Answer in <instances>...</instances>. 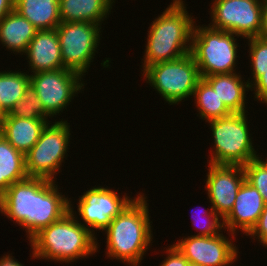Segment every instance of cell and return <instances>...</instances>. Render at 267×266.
<instances>
[{
    "label": "cell",
    "mask_w": 267,
    "mask_h": 266,
    "mask_svg": "<svg viewBox=\"0 0 267 266\" xmlns=\"http://www.w3.org/2000/svg\"><path fill=\"white\" fill-rule=\"evenodd\" d=\"M137 195L104 230L107 236L105 255L130 266H139L153 241L147 196L141 192Z\"/></svg>",
    "instance_id": "1"
},
{
    "label": "cell",
    "mask_w": 267,
    "mask_h": 266,
    "mask_svg": "<svg viewBox=\"0 0 267 266\" xmlns=\"http://www.w3.org/2000/svg\"><path fill=\"white\" fill-rule=\"evenodd\" d=\"M71 202L69 212L29 240L33 258L69 264L98 252L96 235L78 221Z\"/></svg>",
    "instance_id": "2"
},
{
    "label": "cell",
    "mask_w": 267,
    "mask_h": 266,
    "mask_svg": "<svg viewBox=\"0 0 267 266\" xmlns=\"http://www.w3.org/2000/svg\"><path fill=\"white\" fill-rule=\"evenodd\" d=\"M185 1L173 0L151 22L148 31L142 72L149 66L175 60L191 53L194 18L186 10Z\"/></svg>",
    "instance_id": "3"
},
{
    "label": "cell",
    "mask_w": 267,
    "mask_h": 266,
    "mask_svg": "<svg viewBox=\"0 0 267 266\" xmlns=\"http://www.w3.org/2000/svg\"><path fill=\"white\" fill-rule=\"evenodd\" d=\"M247 115L232 113L227 117L206 122L212 130L214 142L208 164L244 166L260 156L253 146Z\"/></svg>",
    "instance_id": "4"
},
{
    "label": "cell",
    "mask_w": 267,
    "mask_h": 266,
    "mask_svg": "<svg viewBox=\"0 0 267 266\" xmlns=\"http://www.w3.org/2000/svg\"><path fill=\"white\" fill-rule=\"evenodd\" d=\"M239 35L218 30L209 25L193 26L191 54L197 64L200 76L235 73L237 57L236 42ZM235 68V69H234Z\"/></svg>",
    "instance_id": "5"
},
{
    "label": "cell",
    "mask_w": 267,
    "mask_h": 266,
    "mask_svg": "<svg viewBox=\"0 0 267 266\" xmlns=\"http://www.w3.org/2000/svg\"><path fill=\"white\" fill-rule=\"evenodd\" d=\"M142 76L170 105L193 96L201 78L191 53L175 60L155 63L147 67Z\"/></svg>",
    "instance_id": "6"
},
{
    "label": "cell",
    "mask_w": 267,
    "mask_h": 266,
    "mask_svg": "<svg viewBox=\"0 0 267 266\" xmlns=\"http://www.w3.org/2000/svg\"><path fill=\"white\" fill-rule=\"evenodd\" d=\"M51 124V125H50ZM70 123L61 119L48 123L39 140L25 154V169L28 177L55 181L62 162L67 159L70 146ZM56 173V174H55ZM55 175V176H54Z\"/></svg>",
    "instance_id": "7"
},
{
    "label": "cell",
    "mask_w": 267,
    "mask_h": 266,
    "mask_svg": "<svg viewBox=\"0 0 267 266\" xmlns=\"http://www.w3.org/2000/svg\"><path fill=\"white\" fill-rule=\"evenodd\" d=\"M101 25L88 22H61L56 28L64 69L84 77L98 53Z\"/></svg>",
    "instance_id": "8"
},
{
    "label": "cell",
    "mask_w": 267,
    "mask_h": 266,
    "mask_svg": "<svg viewBox=\"0 0 267 266\" xmlns=\"http://www.w3.org/2000/svg\"><path fill=\"white\" fill-rule=\"evenodd\" d=\"M29 75L30 86L41 99L42 106L51 119L67 109L75 94L84 91L83 77L69 69L41 71Z\"/></svg>",
    "instance_id": "9"
},
{
    "label": "cell",
    "mask_w": 267,
    "mask_h": 266,
    "mask_svg": "<svg viewBox=\"0 0 267 266\" xmlns=\"http://www.w3.org/2000/svg\"><path fill=\"white\" fill-rule=\"evenodd\" d=\"M212 3L210 27L245 39L259 35L264 0H214Z\"/></svg>",
    "instance_id": "10"
},
{
    "label": "cell",
    "mask_w": 267,
    "mask_h": 266,
    "mask_svg": "<svg viewBox=\"0 0 267 266\" xmlns=\"http://www.w3.org/2000/svg\"><path fill=\"white\" fill-rule=\"evenodd\" d=\"M118 195L117 191L109 187L97 186L83 192L79 196L77 210L79 221L85 228L95 235L96 231H104L112 220L119 215L136 197ZM93 228V229H92Z\"/></svg>",
    "instance_id": "11"
},
{
    "label": "cell",
    "mask_w": 267,
    "mask_h": 266,
    "mask_svg": "<svg viewBox=\"0 0 267 266\" xmlns=\"http://www.w3.org/2000/svg\"><path fill=\"white\" fill-rule=\"evenodd\" d=\"M232 237L229 240L223 233L214 236L183 237L174 245L189 263L201 266H230L238 259V248Z\"/></svg>",
    "instance_id": "12"
},
{
    "label": "cell",
    "mask_w": 267,
    "mask_h": 266,
    "mask_svg": "<svg viewBox=\"0 0 267 266\" xmlns=\"http://www.w3.org/2000/svg\"><path fill=\"white\" fill-rule=\"evenodd\" d=\"M206 191L213 210L224 219L233 208L235 198L246 180L243 166L208 164Z\"/></svg>",
    "instance_id": "13"
},
{
    "label": "cell",
    "mask_w": 267,
    "mask_h": 266,
    "mask_svg": "<svg viewBox=\"0 0 267 266\" xmlns=\"http://www.w3.org/2000/svg\"><path fill=\"white\" fill-rule=\"evenodd\" d=\"M48 180L27 177L15 182L0 196V213L25 229L28 240L32 238V207L35 194Z\"/></svg>",
    "instance_id": "14"
},
{
    "label": "cell",
    "mask_w": 267,
    "mask_h": 266,
    "mask_svg": "<svg viewBox=\"0 0 267 266\" xmlns=\"http://www.w3.org/2000/svg\"><path fill=\"white\" fill-rule=\"evenodd\" d=\"M264 207L265 202L261 194L245 180L238 191L233 208L222 220L224 229L230 232L234 240L238 230L248 236L258 223Z\"/></svg>",
    "instance_id": "15"
},
{
    "label": "cell",
    "mask_w": 267,
    "mask_h": 266,
    "mask_svg": "<svg viewBox=\"0 0 267 266\" xmlns=\"http://www.w3.org/2000/svg\"><path fill=\"white\" fill-rule=\"evenodd\" d=\"M56 181H47L33 194L32 237L70 211V199L59 192Z\"/></svg>",
    "instance_id": "16"
},
{
    "label": "cell",
    "mask_w": 267,
    "mask_h": 266,
    "mask_svg": "<svg viewBox=\"0 0 267 266\" xmlns=\"http://www.w3.org/2000/svg\"><path fill=\"white\" fill-rule=\"evenodd\" d=\"M26 57L32 74L64 68L56 29L38 30L27 47Z\"/></svg>",
    "instance_id": "17"
},
{
    "label": "cell",
    "mask_w": 267,
    "mask_h": 266,
    "mask_svg": "<svg viewBox=\"0 0 267 266\" xmlns=\"http://www.w3.org/2000/svg\"><path fill=\"white\" fill-rule=\"evenodd\" d=\"M48 123L46 119L17 118L7 113L1 117L0 133L16 150L25 155L39 140Z\"/></svg>",
    "instance_id": "18"
},
{
    "label": "cell",
    "mask_w": 267,
    "mask_h": 266,
    "mask_svg": "<svg viewBox=\"0 0 267 266\" xmlns=\"http://www.w3.org/2000/svg\"><path fill=\"white\" fill-rule=\"evenodd\" d=\"M203 78L212 86L231 113L248 112L245 107V98L250 86L248 82L242 80L240 72L210 75Z\"/></svg>",
    "instance_id": "19"
},
{
    "label": "cell",
    "mask_w": 267,
    "mask_h": 266,
    "mask_svg": "<svg viewBox=\"0 0 267 266\" xmlns=\"http://www.w3.org/2000/svg\"><path fill=\"white\" fill-rule=\"evenodd\" d=\"M114 3V0H59L61 22L102 25L111 13Z\"/></svg>",
    "instance_id": "20"
},
{
    "label": "cell",
    "mask_w": 267,
    "mask_h": 266,
    "mask_svg": "<svg viewBox=\"0 0 267 266\" xmlns=\"http://www.w3.org/2000/svg\"><path fill=\"white\" fill-rule=\"evenodd\" d=\"M38 29L16 10L0 21V43L13 53L23 55Z\"/></svg>",
    "instance_id": "21"
},
{
    "label": "cell",
    "mask_w": 267,
    "mask_h": 266,
    "mask_svg": "<svg viewBox=\"0 0 267 266\" xmlns=\"http://www.w3.org/2000/svg\"><path fill=\"white\" fill-rule=\"evenodd\" d=\"M14 10L38 30L56 29L61 23L59 0H15Z\"/></svg>",
    "instance_id": "22"
},
{
    "label": "cell",
    "mask_w": 267,
    "mask_h": 266,
    "mask_svg": "<svg viewBox=\"0 0 267 266\" xmlns=\"http://www.w3.org/2000/svg\"><path fill=\"white\" fill-rule=\"evenodd\" d=\"M27 177L25 155L0 133V196L15 182Z\"/></svg>",
    "instance_id": "23"
},
{
    "label": "cell",
    "mask_w": 267,
    "mask_h": 266,
    "mask_svg": "<svg viewBox=\"0 0 267 266\" xmlns=\"http://www.w3.org/2000/svg\"><path fill=\"white\" fill-rule=\"evenodd\" d=\"M30 86L29 72L0 71V117L10 113Z\"/></svg>",
    "instance_id": "24"
},
{
    "label": "cell",
    "mask_w": 267,
    "mask_h": 266,
    "mask_svg": "<svg viewBox=\"0 0 267 266\" xmlns=\"http://www.w3.org/2000/svg\"><path fill=\"white\" fill-rule=\"evenodd\" d=\"M193 97L200 119L206 122L232 114L219 98L216 91L213 90L212 86L202 77L197 82Z\"/></svg>",
    "instance_id": "25"
},
{
    "label": "cell",
    "mask_w": 267,
    "mask_h": 266,
    "mask_svg": "<svg viewBox=\"0 0 267 266\" xmlns=\"http://www.w3.org/2000/svg\"><path fill=\"white\" fill-rule=\"evenodd\" d=\"M9 114L17 118L46 119L49 123L51 122L48 120V117H51L44 110L41 99L31 86H29L24 97L18 101Z\"/></svg>",
    "instance_id": "26"
},
{
    "label": "cell",
    "mask_w": 267,
    "mask_h": 266,
    "mask_svg": "<svg viewBox=\"0 0 267 266\" xmlns=\"http://www.w3.org/2000/svg\"><path fill=\"white\" fill-rule=\"evenodd\" d=\"M247 40L253 77L246 81L251 86L263 74V71H267V39L257 36L247 38Z\"/></svg>",
    "instance_id": "27"
},
{
    "label": "cell",
    "mask_w": 267,
    "mask_h": 266,
    "mask_svg": "<svg viewBox=\"0 0 267 266\" xmlns=\"http://www.w3.org/2000/svg\"><path fill=\"white\" fill-rule=\"evenodd\" d=\"M256 157L243 166L246 181L261 194L267 204V159Z\"/></svg>",
    "instance_id": "28"
},
{
    "label": "cell",
    "mask_w": 267,
    "mask_h": 266,
    "mask_svg": "<svg viewBox=\"0 0 267 266\" xmlns=\"http://www.w3.org/2000/svg\"><path fill=\"white\" fill-rule=\"evenodd\" d=\"M203 215H205L206 222L204 221L201 223V221H203L201 220L200 223L202 225L195 223V221H199L198 219H193V225L197 224L199 226L198 229L200 230L199 233L197 235L195 234L194 236H214L222 232L221 230L224 229V226L223 221L221 220L223 219L213 210L212 207L208 209V212L207 210H205V212H203ZM195 228L197 229V226H195Z\"/></svg>",
    "instance_id": "29"
},
{
    "label": "cell",
    "mask_w": 267,
    "mask_h": 266,
    "mask_svg": "<svg viewBox=\"0 0 267 266\" xmlns=\"http://www.w3.org/2000/svg\"><path fill=\"white\" fill-rule=\"evenodd\" d=\"M251 236L252 240H257L262 244L263 247H267V204L259 217L258 223L252 229V231L248 234Z\"/></svg>",
    "instance_id": "30"
},
{
    "label": "cell",
    "mask_w": 267,
    "mask_h": 266,
    "mask_svg": "<svg viewBox=\"0 0 267 266\" xmlns=\"http://www.w3.org/2000/svg\"><path fill=\"white\" fill-rule=\"evenodd\" d=\"M166 254L167 257L159 266H188L189 264L188 260L174 244L166 248Z\"/></svg>",
    "instance_id": "31"
},
{
    "label": "cell",
    "mask_w": 267,
    "mask_h": 266,
    "mask_svg": "<svg viewBox=\"0 0 267 266\" xmlns=\"http://www.w3.org/2000/svg\"><path fill=\"white\" fill-rule=\"evenodd\" d=\"M250 91H254V96L258 101L267 105V71L250 86Z\"/></svg>",
    "instance_id": "32"
},
{
    "label": "cell",
    "mask_w": 267,
    "mask_h": 266,
    "mask_svg": "<svg viewBox=\"0 0 267 266\" xmlns=\"http://www.w3.org/2000/svg\"><path fill=\"white\" fill-rule=\"evenodd\" d=\"M15 0H0V21L14 10Z\"/></svg>",
    "instance_id": "33"
},
{
    "label": "cell",
    "mask_w": 267,
    "mask_h": 266,
    "mask_svg": "<svg viewBox=\"0 0 267 266\" xmlns=\"http://www.w3.org/2000/svg\"><path fill=\"white\" fill-rule=\"evenodd\" d=\"M258 37L267 39V0H264L262 11V24Z\"/></svg>",
    "instance_id": "34"
},
{
    "label": "cell",
    "mask_w": 267,
    "mask_h": 266,
    "mask_svg": "<svg viewBox=\"0 0 267 266\" xmlns=\"http://www.w3.org/2000/svg\"><path fill=\"white\" fill-rule=\"evenodd\" d=\"M0 266H24V264L18 262L11 254H5L0 258Z\"/></svg>",
    "instance_id": "35"
},
{
    "label": "cell",
    "mask_w": 267,
    "mask_h": 266,
    "mask_svg": "<svg viewBox=\"0 0 267 266\" xmlns=\"http://www.w3.org/2000/svg\"><path fill=\"white\" fill-rule=\"evenodd\" d=\"M188 266H201V265L189 263Z\"/></svg>",
    "instance_id": "36"
}]
</instances>
